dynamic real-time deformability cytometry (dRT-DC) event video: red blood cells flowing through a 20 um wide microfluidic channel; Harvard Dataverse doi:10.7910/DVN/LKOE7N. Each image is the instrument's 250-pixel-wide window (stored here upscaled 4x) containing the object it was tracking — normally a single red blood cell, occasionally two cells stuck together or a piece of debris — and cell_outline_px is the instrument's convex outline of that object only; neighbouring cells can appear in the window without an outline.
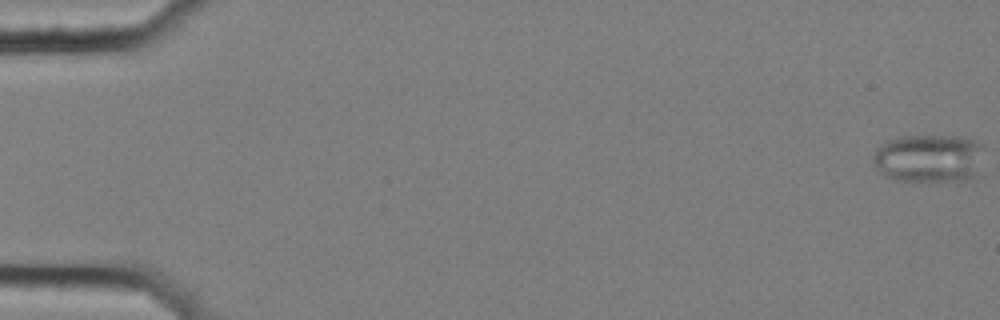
{"species": "common noctule bat (a hibernating species)", "species_latin": "Nyctalus noctula", "temperature_condition": "cold", "stored_images_in_passage": 58, "camera_frame_rate_fps": 3000, "um_per_image_px": 0.085, "animal": {"sex": "female", "body_mass_g": 25.1}, "frame": {"image": 1, "passage_image": 1, "time_ms": 0.0, "image_size_px": [1000, 320], "cell_outline_px": [[984, 144], [976, 176], [972, 180], [892, 180], [872, 160], [872, 156], [876, 148], [880, 144], [888, 140], [900, 136], [964, 136], [976, 140]], "centroid_in_image_um": [79.0, 13.42], "position_along_channel_um": 6.0, "area_um2": 31.15}}
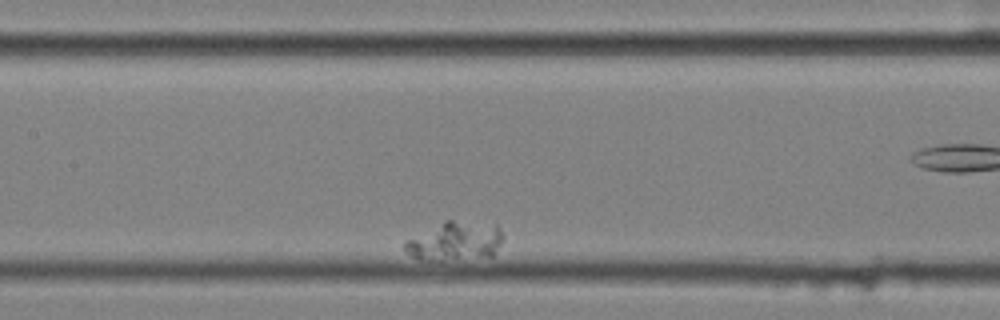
{"frame": {"image": 2, "passage_image": 25, "time_ms": 8.0, "image_size_px": [1000, 320], "cell_outline_px": [[504, 240], [492, 256], [440, 260], [420, 260], [412, 256], [404, 248], [404, 240], [444, 220], [452, 220], [496, 224], [500, 228], [504, 236]], "centroid_in_image_um": [38.69, 20.48], "position_along_channel_um": 168.7, "area_um2": 22.48}}
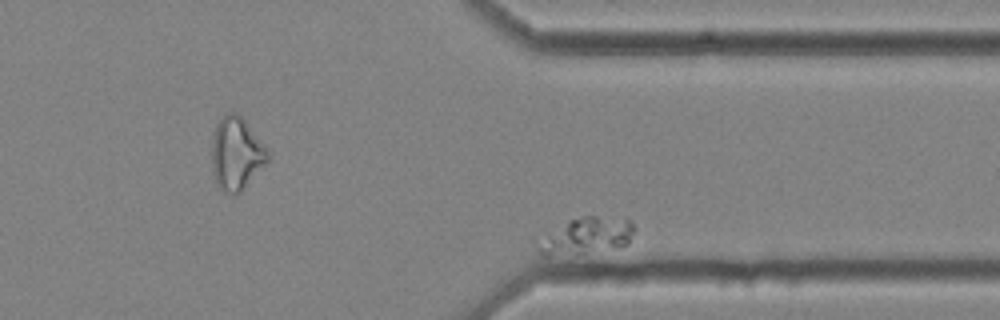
{"frame": {"image": 3, "passage_image": 49, "time_ms": 16.0, "image_size_px": [1000, 320], "cell_outline_px": [[632, 232], [628, 244], [620, 248], [548, 256], [540, 256], [536, 248], [548, 236], [568, 220], [584, 216], [628, 216], [632, 220]], "centroid_in_image_um": [49.97, 20.02], "position_along_channel_um": 361.4, "area_um2": 20.17}}